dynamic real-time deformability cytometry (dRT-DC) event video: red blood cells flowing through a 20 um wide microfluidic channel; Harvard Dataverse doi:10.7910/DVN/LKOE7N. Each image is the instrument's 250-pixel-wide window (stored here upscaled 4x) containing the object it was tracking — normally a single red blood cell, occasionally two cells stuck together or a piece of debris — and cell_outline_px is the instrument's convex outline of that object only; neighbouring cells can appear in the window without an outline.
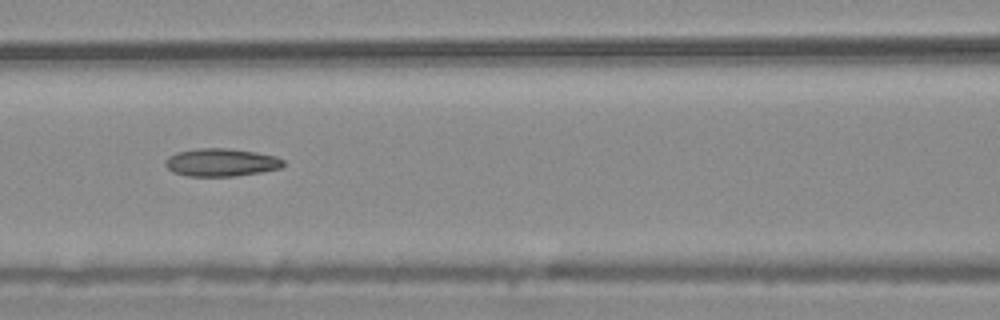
{"species": "common noctule bat (a hibernating species)", "species_latin": "Nyctalus noctula", "temperature_condition": "warm", "stored_images_in_passage": 6, "camera_frame_rate_fps": 3000, "um_per_image_px": 0.085, "animal": {"sex": "male", "body_mass_g": 20.4}, "frame": {"image": 1, "passage_image": 6, "time_ms": 1.667, "image_size_px": [1000, 320], "cell_outline_px": [[284, 164], [280, 168], [260, 172], [236, 176], [188, 176], [172, 172], [164, 164], [164, 160], [168, 156], [176, 152], [200, 148], [228, 148], [256, 152], [276, 156], [284, 160]], "centroid_in_image_um": [18.77, 13.8], "position_along_channel_um": 147.8, "area_um2": 19.25}}